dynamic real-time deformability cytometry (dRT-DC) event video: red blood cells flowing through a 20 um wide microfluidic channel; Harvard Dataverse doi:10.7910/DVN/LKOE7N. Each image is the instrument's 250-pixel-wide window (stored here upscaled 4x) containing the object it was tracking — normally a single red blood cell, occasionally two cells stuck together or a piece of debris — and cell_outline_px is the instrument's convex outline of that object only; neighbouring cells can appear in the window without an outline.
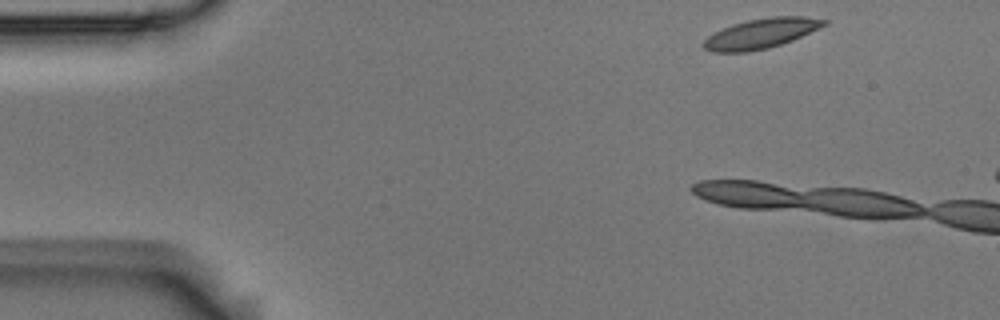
{"species": "Egyptian fruit bat (a non-hibernating species)", "species_latin": "Rousettus aegyptiacus", "temperature_condition": "room temperature", "stored_images_in_passage": 3, "camera_frame_rate_fps": 3000, "um_per_image_px": 0.085, "animal": {"sex": "male"}, "frame": {"image": 1, "passage_image": 1, "time_ms": 0.0, "image_size_px": [1000, 320], "cell_outline_px": [[828, 24], [792, 40], [768, 48], [748, 52], [712, 52], [704, 48], [700, 44], [708, 36], [732, 24], [748, 20], [772, 16], [804, 16], [828, 20]], "centroid_in_image_um": [64.68, 2.84], "position_along_channel_um": 20.3, "area_um2": 20.92}}